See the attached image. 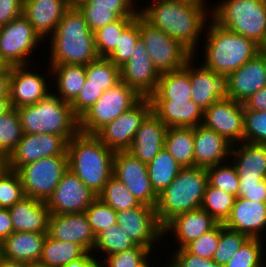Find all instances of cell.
I'll list each match as a JSON object with an SVG mask.
<instances>
[{
    "instance_id": "277c9868",
    "label": "cell",
    "mask_w": 266,
    "mask_h": 267,
    "mask_svg": "<svg viewBox=\"0 0 266 267\" xmlns=\"http://www.w3.org/2000/svg\"><path fill=\"white\" fill-rule=\"evenodd\" d=\"M206 29L201 41L205 43L204 49L201 48L204 52L202 64L217 74L229 75L261 51V46L252 39L228 31L212 19Z\"/></svg>"
},
{
    "instance_id": "83f0119b",
    "label": "cell",
    "mask_w": 266,
    "mask_h": 267,
    "mask_svg": "<svg viewBox=\"0 0 266 267\" xmlns=\"http://www.w3.org/2000/svg\"><path fill=\"white\" fill-rule=\"evenodd\" d=\"M8 210L14 232L47 233L50 211L46 201L24 196Z\"/></svg>"
},
{
    "instance_id": "8d00e7d4",
    "label": "cell",
    "mask_w": 266,
    "mask_h": 267,
    "mask_svg": "<svg viewBox=\"0 0 266 267\" xmlns=\"http://www.w3.org/2000/svg\"><path fill=\"white\" fill-rule=\"evenodd\" d=\"M136 245L137 244L118 226V224H113L95 236L92 253L94 256L96 254L99 255V253L102 254L101 257H96L99 262H101L104 257L106 258L107 256L134 248Z\"/></svg>"
},
{
    "instance_id": "680465c9",
    "label": "cell",
    "mask_w": 266,
    "mask_h": 267,
    "mask_svg": "<svg viewBox=\"0 0 266 267\" xmlns=\"http://www.w3.org/2000/svg\"><path fill=\"white\" fill-rule=\"evenodd\" d=\"M24 0H0V27L23 15Z\"/></svg>"
},
{
    "instance_id": "e0dca14e",
    "label": "cell",
    "mask_w": 266,
    "mask_h": 267,
    "mask_svg": "<svg viewBox=\"0 0 266 267\" xmlns=\"http://www.w3.org/2000/svg\"><path fill=\"white\" fill-rule=\"evenodd\" d=\"M243 122L244 104L227 98L216 101L204 111L202 124L235 145L243 141Z\"/></svg>"
},
{
    "instance_id": "f1b7e54d",
    "label": "cell",
    "mask_w": 266,
    "mask_h": 267,
    "mask_svg": "<svg viewBox=\"0 0 266 267\" xmlns=\"http://www.w3.org/2000/svg\"><path fill=\"white\" fill-rule=\"evenodd\" d=\"M154 113L167 127H192L202 124L204 111L190 100H151Z\"/></svg>"
},
{
    "instance_id": "d6a6232c",
    "label": "cell",
    "mask_w": 266,
    "mask_h": 267,
    "mask_svg": "<svg viewBox=\"0 0 266 267\" xmlns=\"http://www.w3.org/2000/svg\"><path fill=\"white\" fill-rule=\"evenodd\" d=\"M56 89L52 91L63 101L71 103L86 81L85 65H49ZM55 80V81H53Z\"/></svg>"
},
{
    "instance_id": "6f0895ef",
    "label": "cell",
    "mask_w": 266,
    "mask_h": 267,
    "mask_svg": "<svg viewBox=\"0 0 266 267\" xmlns=\"http://www.w3.org/2000/svg\"><path fill=\"white\" fill-rule=\"evenodd\" d=\"M238 197L266 202V182L264 178H239Z\"/></svg>"
},
{
    "instance_id": "8fae6325",
    "label": "cell",
    "mask_w": 266,
    "mask_h": 267,
    "mask_svg": "<svg viewBox=\"0 0 266 267\" xmlns=\"http://www.w3.org/2000/svg\"><path fill=\"white\" fill-rule=\"evenodd\" d=\"M67 170V155H58L24 165L17 172L25 196L47 201Z\"/></svg>"
},
{
    "instance_id": "91938a15",
    "label": "cell",
    "mask_w": 266,
    "mask_h": 267,
    "mask_svg": "<svg viewBox=\"0 0 266 267\" xmlns=\"http://www.w3.org/2000/svg\"><path fill=\"white\" fill-rule=\"evenodd\" d=\"M244 104V110L266 112V87L255 92Z\"/></svg>"
},
{
    "instance_id": "836d02e7",
    "label": "cell",
    "mask_w": 266,
    "mask_h": 267,
    "mask_svg": "<svg viewBox=\"0 0 266 267\" xmlns=\"http://www.w3.org/2000/svg\"><path fill=\"white\" fill-rule=\"evenodd\" d=\"M164 148L183 167H194V128L168 127Z\"/></svg>"
},
{
    "instance_id": "7bdbcfd3",
    "label": "cell",
    "mask_w": 266,
    "mask_h": 267,
    "mask_svg": "<svg viewBox=\"0 0 266 267\" xmlns=\"http://www.w3.org/2000/svg\"><path fill=\"white\" fill-rule=\"evenodd\" d=\"M23 129L16 108L0 116V151L9 156L23 137Z\"/></svg>"
},
{
    "instance_id": "681fc988",
    "label": "cell",
    "mask_w": 266,
    "mask_h": 267,
    "mask_svg": "<svg viewBox=\"0 0 266 267\" xmlns=\"http://www.w3.org/2000/svg\"><path fill=\"white\" fill-rule=\"evenodd\" d=\"M243 141L266 144V112L244 110Z\"/></svg>"
},
{
    "instance_id": "cb8c5ba5",
    "label": "cell",
    "mask_w": 266,
    "mask_h": 267,
    "mask_svg": "<svg viewBox=\"0 0 266 267\" xmlns=\"http://www.w3.org/2000/svg\"><path fill=\"white\" fill-rule=\"evenodd\" d=\"M218 222L201 207L179 214L163 227V237L173 234L176 249L184 248L188 243L211 230ZM179 247V248H178Z\"/></svg>"
},
{
    "instance_id": "8c879c8a",
    "label": "cell",
    "mask_w": 266,
    "mask_h": 267,
    "mask_svg": "<svg viewBox=\"0 0 266 267\" xmlns=\"http://www.w3.org/2000/svg\"><path fill=\"white\" fill-rule=\"evenodd\" d=\"M265 57H266V41L265 43L261 46V51H260Z\"/></svg>"
},
{
    "instance_id": "4dcf8cb0",
    "label": "cell",
    "mask_w": 266,
    "mask_h": 267,
    "mask_svg": "<svg viewBox=\"0 0 266 267\" xmlns=\"http://www.w3.org/2000/svg\"><path fill=\"white\" fill-rule=\"evenodd\" d=\"M230 157L239 178H265L266 144L242 141L232 145Z\"/></svg>"
},
{
    "instance_id": "4fadbf2b",
    "label": "cell",
    "mask_w": 266,
    "mask_h": 267,
    "mask_svg": "<svg viewBox=\"0 0 266 267\" xmlns=\"http://www.w3.org/2000/svg\"><path fill=\"white\" fill-rule=\"evenodd\" d=\"M116 224L137 245L147 247L151 252L158 244H162L161 241L164 242L163 227L157 219L155 207L141 204L139 207L119 211Z\"/></svg>"
},
{
    "instance_id": "ab89813d",
    "label": "cell",
    "mask_w": 266,
    "mask_h": 267,
    "mask_svg": "<svg viewBox=\"0 0 266 267\" xmlns=\"http://www.w3.org/2000/svg\"><path fill=\"white\" fill-rule=\"evenodd\" d=\"M98 197L117 212L141 205L140 201L128 190L122 181L114 175L109 178Z\"/></svg>"
},
{
    "instance_id": "89a4df30",
    "label": "cell",
    "mask_w": 266,
    "mask_h": 267,
    "mask_svg": "<svg viewBox=\"0 0 266 267\" xmlns=\"http://www.w3.org/2000/svg\"><path fill=\"white\" fill-rule=\"evenodd\" d=\"M153 253H149L136 267H155L153 266L152 264H150L151 262L149 261H152V260H149L151 259V256Z\"/></svg>"
},
{
    "instance_id": "30bf717a",
    "label": "cell",
    "mask_w": 266,
    "mask_h": 267,
    "mask_svg": "<svg viewBox=\"0 0 266 267\" xmlns=\"http://www.w3.org/2000/svg\"><path fill=\"white\" fill-rule=\"evenodd\" d=\"M40 42L44 41L23 15L13 19L0 27V65L32 67L34 60L29 55L37 50Z\"/></svg>"
},
{
    "instance_id": "11a10c76",
    "label": "cell",
    "mask_w": 266,
    "mask_h": 267,
    "mask_svg": "<svg viewBox=\"0 0 266 267\" xmlns=\"http://www.w3.org/2000/svg\"><path fill=\"white\" fill-rule=\"evenodd\" d=\"M175 253H171L166 261V267H223L213 262L210 259H203L199 256L189 253L185 248L173 249Z\"/></svg>"
},
{
    "instance_id": "1f68e13d",
    "label": "cell",
    "mask_w": 266,
    "mask_h": 267,
    "mask_svg": "<svg viewBox=\"0 0 266 267\" xmlns=\"http://www.w3.org/2000/svg\"><path fill=\"white\" fill-rule=\"evenodd\" d=\"M149 98L150 100H190L192 98L190 59L183 69L162 73L156 91Z\"/></svg>"
},
{
    "instance_id": "b9f144b4",
    "label": "cell",
    "mask_w": 266,
    "mask_h": 267,
    "mask_svg": "<svg viewBox=\"0 0 266 267\" xmlns=\"http://www.w3.org/2000/svg\"><path fill=\"white\" fill-rule=\"evenodd\" d=\"M263 240L249 238L223 267H266Z\"/></svg>"
},
{
    "instance_id": "f35d334b",
    "label": "cell",
    "mask_w": 266,
    "mask_h": 267,
    "mask_svg": "<svg viewBox=\"0 0 266 267\" xmlns=\"http://www.w3.org/2000/svg\"><path fill=\"white\" fill-rule=\"evenodd\" d=\"M236 196L212 186H206L201 208L207 211L218 223H224L234 206Z\"/></svg>"
},
{
    "instance_id": "5bb4252c",
    "label": "cell",
    "mask_w": 266,
    "mask_h": 267,
    "mask_svg": "<svg viewBox=\"0 0 266 267\" xmlns=\"http://www.w3.org/2000/svg\"><path fill=\"white\" fill-rule=\"evenodd\" d=\"M113 175L122 181L141 204L156 206L158 195L152 188L146 163L141 162L128 151L115 152Z\"/></svg>"
},
{
    "instance_id": "816d5d0a",
    "label": "cell",
    "mask_w": 266,
    "mask_h": 267,
    "mask_svg": "<svg viewBox=\"0 0 266 267\" xmlns=\"http://www.w3.org/2000/svg\"><path fill=\"white\" fill-rule=\"evenodd\" d=\"M150 252L147 247L136 245L134 248L107 256L100 264L101 267H136Z\"/></svg>"
},
{
    "instance_id": "603a6c76",
    "label": "cell",
    "mask_w": 266,
    "mask_h": 267,
    "mask_svg": "<svg viewBox=\"0 0 266 267\" xmlns=\"http://www.w3.org/2000/svg\"><path fill=\"white\" fill-rule=\"evenodd\" d=\"M223 225L249 238L263 239L261 233L266 231V202L236 197L231 213Z\"/></svg>"
},
{
    "instance_id": "d6986e66",
    "label": "cell",
    "mask_w": 266,
    "mask_h": 267,
    "mask_svg": "<svg viewBox=\"0 0 266 267\" xmlns=\"http://www.w3.org/2000/svg\"><path fill=\"white\" fill-rule=\"evenodd\" d=\"M121 81L141 97H150L157 88L160 73L153 66L141 37L136 41L129 61L120 68Z\"/></svg>"
},
{
    "instance_id": "003e7915",
    "label": "cell",
    "mask_w": 266,
    "mask_h": 267,
    "mask_svg": "<svg viewBox=\"0 0 266 267\" xmlns=\"http://www.w3.org/2000/svg\"><path fill=\"white\" fill-rule=\"evenodd\" d=\"M10 98H0V116L12 109Z\"/></svg>"
},
{
    "instance_id": "60d3db41",
    "label": "cell",
    "mask_w": 266,
    "mask_h": 267,
    "mask_svg": "<svg viewBox=\"0 0 266 267\" xmlns=\"http://www.w3.org/2000/svg\"><path fill=\"white\" fill-rule=\"evenodd\" d=\"M136 17H121L94 32L99 57H107L116 47L123 31Z\"/></svg>"
},
{
    "instance_id": "bcb514c9",
    "label": "cell",
    "mask_w": 266,
    "mask_h": 267,
    "mask_svg": "<svg viewBox=\"0 0 266 267\" xmlns=\"http://www.w3.org/2000/svg\"><path fill=\"white\" fill-rule=\"evenodd\" d=\"M139 37L140 33L137 16L123 31L115 49L106 58L112 61L118 68H121L129 61Z\"/></svg>"
},
{
    "instance_id": "2e32d148",
    "label": "cell",
    "mask_w": 266,
    "mask_h": 267,
    "mask_svg": "<svg viewBox=\"0 0 266 267\" xmlns=\"http://www.w3.org/2000/svg\"><path fill=\"white\" fill-rule=\"evenodd\" d=\"M67 141L50 133L23 134L22 139L9 154V167L18 171L22 166L41 158L67 155Z\"/></svg>"
},
{
    "instance_id": "7dc6e473",
    "label": "cell",
    "mask_w": 266,
    "mask_h": 267,
    "mask_svg": "<svg viewBox=\"0 0 266 267\" xmlns=\"http://www.w3.org/2000/svg\"><path fill=\"white\" fill-rule=\"evenodd\" d=\"M85 214L95 236L102 230L116 224L117 211L105 204L99 197L90 204Z\"/></svg>"
},
{
    "instance_id": "e575fe53",
    "label": "cell",
    "mask_w": 266,
    "mask_h": 267,
    "mask_svg": "<svg viewBox=\"0 0 266 267\" xmlns=\"http://www.w3.org/2000/svg\"><path fill=\"white\" fill-rule=\"evenodd\" d=\"M87 253L81 245L55 240L46 235L39 263L49 267H63Z\"/></svg>"
},
{
    "instance_id": "5b68a950",
    "label": "cell",
    "mask_w": 266,
    "mask_h": 267,
    "mask_svg": "<svg viewBox=\"0 0 266 267\" xmlns=\"http://www.w3.org/2000/svg\"><path fill=\"white\" fill-rule=\"evenodd\" d=\"M24 134L50 133L67 142L79 133V119L70 103L53 91L33 105L16 108Z\"/></svg>"
},
{
    "instance_id": "be15d7a7",
    "label": "cell",
    "mask_w": 266,
    "mask_h": 267,
    "mask_svg": "<svg viewBox=\"0 0 266 267\" xmlns=\"http://www.w3.org/2000/svg\"><path fill=\"white\" fill-rule=\"evenodd\" d=\"M93 253L88 252L84 257L64 265L63 267H101V264Z\"/></svg>"
},
{
    "instance_id": "8992f818",
    "label": "cell",
    "mask_w": 266,
    "mask_h": 267,
    "mask_svg": "<svg viewBox=\"0 0 266 267\" xmlns=\"http://www.w3.org/2000/svg\"><path fill=\"white\" fill-rule=\"evenodd\" d=\"M208 172L204 167H185L176 178L158 195L155 211L164 227L175 216L201 207Z\"/></svg>"
},
{
    "instance_id": "7c38bea8",
    "label": "cell",
    "mask_w": 266,
    "mask_h": 267,
    "mask_svg": "<svg viewBox=\"0 0 266 267\" xmlns=\"http://www.w3.org/2000/svg\"><path fill=\"white\" fill-rule=\"evenodd\" d=\"M152 112L149 97H142L133 107L114 121L107 123L94 135L114 152L127 151L141 123Z\"/></svg>"
},
{
    "instance_id": "94428289",
    "label": "cell",
    "mask_w": 266,
    "mask_h": 267,
    "mask_svg": "<svg viewBox=\"0 0 266 267\" xmlns=\"http://www.w3.org/2000/svg\"><path fill=\"white\" fill-rule=\"evenodd\" d=\"M14 232L8 208H0V243Z\"/></svg>"
},
{
    "instance_id": "74e56055",
    "label": "cell",
    "mask_w": 266,
    "mask_h": 267,
    "mask_svg": "<svg viewBox=\"0 0 266 267\" xmlns=\"http://www.w3.org/2000/svg\"><path fill=\"white\" fill-rule=\"evenodd\" d=\"M84 85L100 87L104 92L121 81L120 68L106 57H99L85 65Z\"/></svg>"
},
{
    "instance_id": "7402d4cb",
    "label": "cell",
    "mask_w": 266,
    "mask_h": 267,
    "mask_svg": "<svg viewBox=\"0 0 266 267\" xmlns=\"http://www.w3.org/2000/svg\"><path fill=\"white\" fill-rule=\"evenodd\" d=\"M47 235L55 240L81 245L87 252L92 253L94 248L95 235L85 212L50 214Z\"/></svg>"
},
{
    "instance_id": "2644e50d",
    "label": "cell",
    "mask_w": 266,
    "mask_h": 267,
    "mask_svg": "<svg viewBox=\"0 0 266 267\" xmlns=\"http://www.w3.org/2000/svg\"><path fill=\"white\" fill-rule=\"evenodd\" d=\"M29 267H49V266H46V265H43V264L37 262V263L29 264Z\"/></svg>"
},
{
    "instance_id": "f6af8a7d",
    "label": "cell",
    "mask_w": 266,
    "mask_h": 267,
    "mask_svg": "<svg viewBox=\"0 0 266 267\" xmlns=\"http://www.w3.org/2000/svg\"><path fill=\"white\" fill-rule=\"evenodd\" d=\"M206 169L208 182L212 186L238 197L239 176L230 160L227 163L213 165Z\"/></svg>"
},
{
    "instance_id": "e7e4bbea",
    "label": "cell",
    "mask_w": 266,
    "mask_h": 267,
    "mask_svg": "<svg viewBox=\"0 0 266 267\" xmlns=\"http://www.w3.org/2000/svg\"><path fill=\"white\" fill-rule=\"evenodd\" d=\"M0 267H29V264L21 261H13L0 256Z\"/></svg>"
},
{
    "instance_id": "f907efd6",
    "label": "cell",
    "mask_w": 266,
    "mask_h": 267,
    "mask_svg": "<svg viewBox=\"0 0 266 267\" xmlns=\"http://www.w3.org/2000/svg\"><path fill=\"white\" fill-rule=\"evenodd\" d=\"M220 240V223L205 232L197 239L188 243L184 248L191 254L205 260H212Z\"/></svg>"
},
{
    "instance_id": "db71d44e",
    "label": "cell",
    "mask_w": 266,
    "mask_h": 267,
    "mask_svg": "<svg viewBox=\"0 0 266 267\" xmlns=\"http://www.w3.org/2000/svg\"><path fill=\"white\" fill-rule=\"evenodd\" d=\"M103 91L94 85H83L77 97L70 103L74 115L79 119L101 97Z\"/></svg>"
},
{
    "instance_id": "3957f363",
    "label": "cell",
    "mask_w": 266,
    "mask_h": 267,
    "mask_svg": "<svg viewBox=\"0 0 266 267\" xmlns=\"http://www.w3.org/2000/svg\"><path fill=\"white\" fill-rule=\"evenodd\" d=\"M114 154L95 135L79 132L67 143L68 169L99 195L113 175Z\"/></svg>"
},
{
    "instance_id": "03108f58",
    "label": "cell",
    "mask_w": 266,
    "mask_h": 267,
    "mask_svg": "<svg viewBox=\"0 0 266 267\" xmlns=\"http://www.w3.org/2000/svg\"><path fill=\"white\" fill-rule=\"evenodd\" d=\"M10 170L8 155L0 151V178Z\"/></svg>"
},
{
    "instance_id": "34e18365",
    "label": "cell",
    "mask_w": 266,
    "mask_h": 267,
    "mask_svg": "<svg viewBox=\"0 0 266 267\" xmlns=\"http://www.w3.org/2000/svg\"><path fill=\"white\" fill-rule=\"evenodd\" d=\"M197 1H200V2H206L207 1L208 2V0H197Z\"/></svg>"
},
{
    "instance_id": "484cf974",
    "label": "cell",
    "mask_w": 266,
    "mask_h": 267,
    "mask_svg": "<svg viewBox=\"0 0 266 267\" xmlns=\"http://www.w3.org/2000/svg\"><path fill=\"white\" fill-rule=\"evenodd\" d=\"M67 9L66 0L23 1V16L43 41L54 33Z\"/></svg>"
},
{
    "instance_id": "52a82bcc",
    "label": "cell",
    "mask_w": 266,
    "mask_h": 267,
    "mask_svg": "<svg viewBox=\"0 0 266 267\" xmlns=\"http://www.w3.org/2000/svg\"><path fill=\"white\" fill-rule=\"evenodd\" d=\"M211 8V19L220 27L250 38L262 46L266 41V0H221Z\"/></svg>"
},
{
    "instance_id": "ee69618b",
    "label": "cell",
    "mask_w": 266,
    "mask_h": 267,
    "mask_svg": "<svg viewBox=\"0 0 266 267\" xmlns=\"http://www.w3.org/2000/svg\"><path fill=\"white\" fill-rule=\"evenodd\" d=\"M248 239L247 235L229 229L220 223V240L212 259L213 262L224 266Z\"/></svg>"
},
{
    "instance_id": "6da1fadb",
    "label": "cell",
    "mask_w": 266,
    "mask_h": 267,
    "mask_svg": "<svg viewBox=\"0 0 266 267\" xmlns=\"http://www.w3.org/2000/svg\"><path fill=\"white\" fill-rule=\"evenodd\" d=\"M207 4L197 0H162L143 6L138 14L149 25L178 40L193 55H198L200 37L211 19V8Z\"/></svg>"
},
{
    "instance_id": "7a4b0ae2",
    "label": "cell",
    "mask_w": 266,
    "mask_h": 267,
    "mask_svg": "<svg viewBox=\"0 0 266 267\" xmlns=\"http://www.w3.org/2000/svg\"><path fill=\"white\" fill-rule=\"evenodd\" d=\"M47 42L50 44L48 65H87L99 58L94 33L78 8L65 11Z\"/></svg>"
},
{
    "instance_id": "4316f807",
    "label": "cell",
    "mask_w": 266,
    "mask_h": 267,
    "mask_svg": "<svg viewBox=\"0 0 266 267\" xmlns=\"http://www.w3.org/2000/svg\"><path fill=\"white\" fill-rule=\"evenodd\" d=\"M167 129L168 127L151 112L136 131L127 151L148 164L164 148Z\"/></svg>"
},
{
    "instance_id": "9a60e30c",
    "label": "cell",
    "mask_w": 266,
    "mask_h": 267,
    "mask_svg": "<svg viewBox=\"0 0 266 267\" xmlns=\"http://www.w3.org/2000/svg\"><path fill=\"white\" fill-rule=\"evenodd\" d=\"M97 197L68 169L46 203L50 214L83 213Z\"/></svg>"
},
{
    "instance_id": "c3c4849f",
    "label": "cell",
    "mask_w": 266,
    "mask_h": 267,
    "mask_svg": "<svg viewBox=\"0 0 266 267\" xmlns=\"http://www.w3.org/2000/svg\"><path fill=\"white\" fill-rule=\"evenodd\" d=\"M24 196L18 172L10 169L0 178V208H10Z\"/></svg>"
},
{
    "instance_id": "753ad0ef",
    "label": "cell",
    "mask_w": 266,
    "mask_h": 267,
    "mask_svg": "<svg viewBox=\"0 0 266 267\" xmlns=\"http://www.w3.org/2000/svg\"><path fill=\"white\" fill-rule=\"evenodd\" d=\"M158 1H162V0H152L151 2H148V3L150 4V3H154V2H158Z\"/></svg>"
},
{
    "instance_id": "d590c367",
    "label": "cell",
    "mask_w": 266,
    "mask_h": 267,
    "mask_svg": "<svg viewBox=\"0 0 266 267\" xmlns=\"http://www.w3.org/2000/svg\"><path fill=\"white\" fill-rule=\"evenodd\" d=\"M183 167L163 148L147 164L152 188L159 195L178 175Z\"/></svg>"
},
{
    "instance_id": "f5cc1de1",
    "label": "cell",
    "mask_w": 266,
    "mask_h": 267,
    "mask_svg": "<svg viewBox=\"0 0 266 267\" xmlns=\"http://www.w3.org/2000/svg\"><path fill=\"white\" fill-rule=\"evenodd\" d=\"M94 33L109 23L119 20L121 17L113 9L94 8V6H81L78 8Z\"/></svg>"
},
{
    "instance_id": "a7ac6f4b",
    "label": "cell",
    "mask_w": 266,
    "mask_h": 267,
    "mask_svg": "<svg viewBox=\"0 0 266 267\" xmlns=\"http://www.w3.org/2000/svg\"><path fill=\"white\" fill-rule=\"evenodd\" d=\"M88 2L89 0H66L68 8H80L83 4Z\"/></svg>"
},
{
    "instance_id": "44dd1931",
    "label": "cell",
    "mask_w": 266,
    "mask_h": 267,
    "mask_svg": "<svg viewBox=\"0 0 266 267\" xmlns=\"http://www.w3.org/2000/svg\"><path fill=\"white\" fill-rule=\"evenodd\" d=\"M263 87H266V57L261 52L228 75V98L236 102H246Z\"/></svg>"
},
{
    "instance_id": "9f6ffc18",
    "label": "cell",
    "mask_w": 266,
    "mask_h": 267,
    "mask_svg": "<svg viewBox=\"0 0 266 267\" xmlns=\"http://www.w3.org/2000/svg\"><path fill=\"white\" fill-rule=\"evenodd\" d=\"M136 0H89L82 6H94V8L113 9L120 17H137L139 8ZM138 8V9H137Z\"/></svg>"
},
{
    "instance_id": "ba28073f",
    "label": "cell",
    "mask_w": 266,
    "mask_h": 267,
    "mask_svg": "<svg viewBox=\"0 0 266 267\" xmlns=\"http://www.w3.org/2000/svg\"><path fill=\"white\" fill-rule=\"evenodd\" d=\"M141 98L125 82H118L104 91L97 102L79 118V132L94 135L104 125L128 111Z\"/></svg>"
},
{
    "instance_id": "6125c7cd",
    "label": "cell",
    "mask_w": 266,
    "mask_h": 267,
    "mask_svg": "<svg viewBox=\"0 0 266 267\" xmlns=\"http://www.w3.org/2000/svg\"><path fill=\"white\" fill-rule=\"evenodd\" d=\"M12 66L0 65V98H9Z\"/></svg>"
},
{
    "instance_id": "ffe728a7",
    "label": "cell",
    "mask_w": 266,
    "mask_h": 267,
    "mask_svg": "<svg viewBox=\"0 0 266 267\" xmlns=\"http://www.w3.org/2000/svg\"><path fill=\"white\" fill-rule=\"evenodd\" d=\"M196 57L190 58L191 100L205 111L216 101L228 98V75L217 74L203 64L195 66Z\"/></svg>"
},
{
    "instance_id": "ac0fdd59",
    "label": "cell",
    "mask_w": 266,
    "mask_h": 267,
    "mask_svg": "<svg viewBox=\"0 0 266 267\" xmlns=\"http://www.w3.org/2000/svg\"><path fill=\"white\" fill-rule=\"evenodd\" d=\"M30 69L28 65L12 66L9 98L13 108L33 105L52 92L47 83L49 75L52 76L50 67L47 77Z\"/></svg>"
},
{
    "instance_id": "d4e9b609",
    "label": "cell",
    "mask_w": 266,
    "mask_h": 267,
    "mask_svg": "<svg viewBox=\"0 0 266 267\" xmlns=\"http://www.w3.org/2000/svg\"><path fill=\"white\" fill-rule=\"evenodd\" d=\"M232 144L203 124L194 127V166L208 168L229 161Z\"/></svg>"
},
{
    "instance_id": "f546056e",
    "label": "cell",
    "mask_w": 266,
    "mask_h": 267,
    "mask_svg": "<svg viewBox=\"0 0 266 267\" xmlns=\"http://www.w3.org/2000/svg\"><path fill=\"white\" fill-rule=\"evenodd\" d=\"M47 233L13 232L0 243V256L27 264L39 262Z\"/></svg>"
},
{
    "instance_id": "9c48e42d",
    "label": "cell",
    "mask_w": 266,
    "mask_h": 267,
    "mask_svg": "<svg viewBox=\"0 0 266 267\" xmlns=\"http://www.w3.org/2000/svg\"><path fill=\"white\" fill-rule=\"evenodd\" d=\"M138 26L146 51L153 66L160 74L183 69L187 61L193 56L178 40L149 25L139 15Z\"/></svg>"
}]
</instances>
